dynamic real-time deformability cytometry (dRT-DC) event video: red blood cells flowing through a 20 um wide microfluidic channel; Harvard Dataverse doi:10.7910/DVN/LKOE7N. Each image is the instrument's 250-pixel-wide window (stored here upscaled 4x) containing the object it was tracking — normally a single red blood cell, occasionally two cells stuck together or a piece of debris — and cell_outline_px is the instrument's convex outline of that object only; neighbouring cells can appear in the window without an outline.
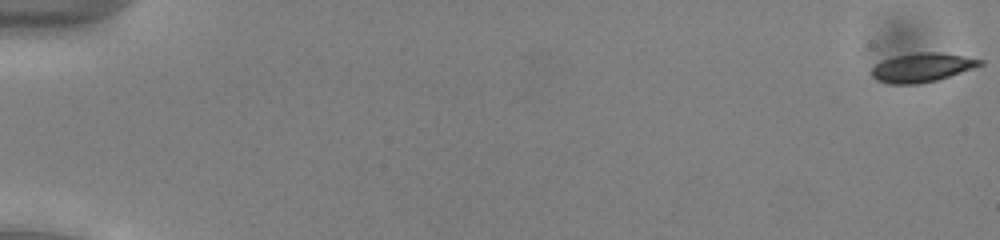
{"species": "common noctule bat (a hibernating species)", "species_latin": "Nyctalus noctula", "temperature_condition": "cold", "stored_images_in_passage": 54, "camera_frame_rate_fps": 3000, "um_per_image_px": 0.085, "animal": {"sex": "male", "body_mass_g": 13.0, "forearm_length_mm": 53.1}, "frame": {"image": 1, "passage_image": 1, "time_ms": 0.0, "image_size_px": [1000, 240], "cell_outline_px": [[984, 64], [936, 80], [916, 84], [892, 84], [876, 80], [872, 76], [872, 68], [876, 64], [884, 60], [896, 56], [916, 52], [940, 52], [964, 56], [984, 60]], "centroid_in_image_um": [78.37, 5.73], "position_along_channel_um": 6.6, "area_um2": 18.03}}
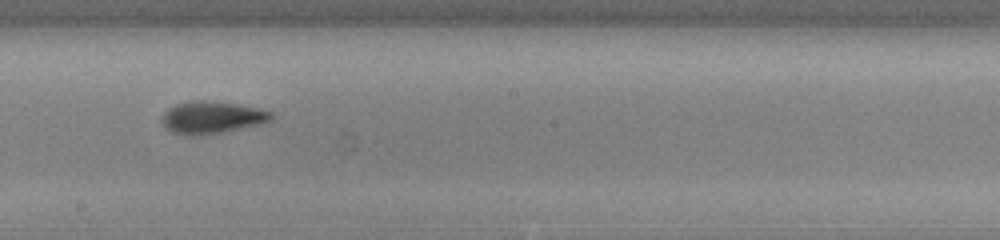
{"frame": {"image": 2, "passage_image": 32, "time_ms": 10.333, "image_size_px": [1000, 240], "cell_outline_px": [[272, 120], [260, 124], [224, 132], [196, 136], [188, 136], [172, 132], [164, 128], [160, 120], [164, 112], [168, 108], [176, 104], [192, 100], [204, 100], [236, 104], [260, 108], [272, 112]], "centroid_in_image_um": [17.97, 9.99], "position_along_channel_um": 230.2, "area_um2": 20.81}}
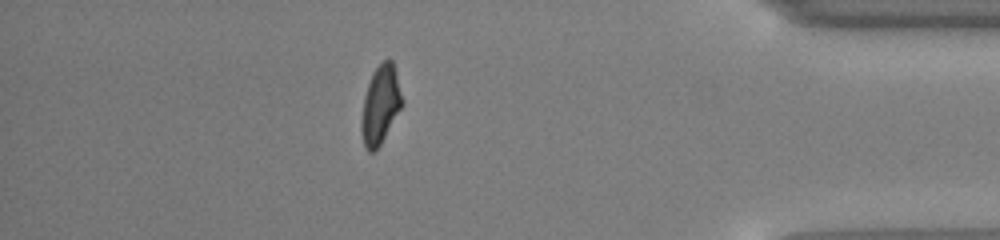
{"frame": {"image": 3, "passage_image": 48, "time_ms": 15.667, "image_size_px": [1000, 240], "cell_outline_px": [[404, 104], [380, 144], [372, 152], [368, 152], [364, 148], [360, 132], [360, 120], [364, 96], [372, 72], [384, 60], [392, 60], [396, 72], [404, 100]], "centroid_in_image_um": [32.32, 8.93], "position_along_channel_um": 402.9, "area_um2": 18.79}, "authors_computed_cell_mechanics": {"area_um2": 18.8428, "velocity_mm_per_s": 3.9044, "shape_relaxation_time_tau1_ms": 3.53, "shape_relaxation_time_tau2_ms": 5.5134, "deformation_change_tau1": 0.1166, "deformation_change_tau2": 0.1144}}